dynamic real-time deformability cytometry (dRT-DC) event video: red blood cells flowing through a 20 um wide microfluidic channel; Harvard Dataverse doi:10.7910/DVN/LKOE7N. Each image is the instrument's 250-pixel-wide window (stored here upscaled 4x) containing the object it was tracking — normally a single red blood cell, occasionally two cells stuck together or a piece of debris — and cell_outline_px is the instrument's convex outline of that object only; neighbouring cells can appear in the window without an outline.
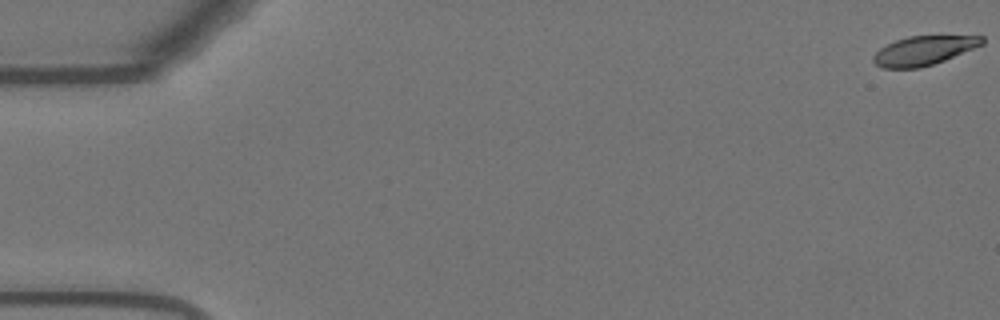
{"species": "Egyptian fruit bat (a non-hibernating species)", "species_latin": "Rousettus aegyptiacus", "temperature_condition": "warm", "stored_images_in_passage": 4, "camera_frame_rate_fps": 3000, "um_per_image_px": 0.085, "animal": {"sex": "female"}, "frame": {"image": 1, "passage_image": 1, "time_ms": 0.0, "image_size_px": [1000, 320], "cell_outline_px": [[984, 44], [944, 60], [920, 68], [880, 68], [872, 60], [872, 56], [880, 48], [896, 40], [908, 36], [984, 36]], "centroid_in_image_um": [78.49, 4.3], "position_along_channel_um": 6.5, "area_um2": 18.32}}